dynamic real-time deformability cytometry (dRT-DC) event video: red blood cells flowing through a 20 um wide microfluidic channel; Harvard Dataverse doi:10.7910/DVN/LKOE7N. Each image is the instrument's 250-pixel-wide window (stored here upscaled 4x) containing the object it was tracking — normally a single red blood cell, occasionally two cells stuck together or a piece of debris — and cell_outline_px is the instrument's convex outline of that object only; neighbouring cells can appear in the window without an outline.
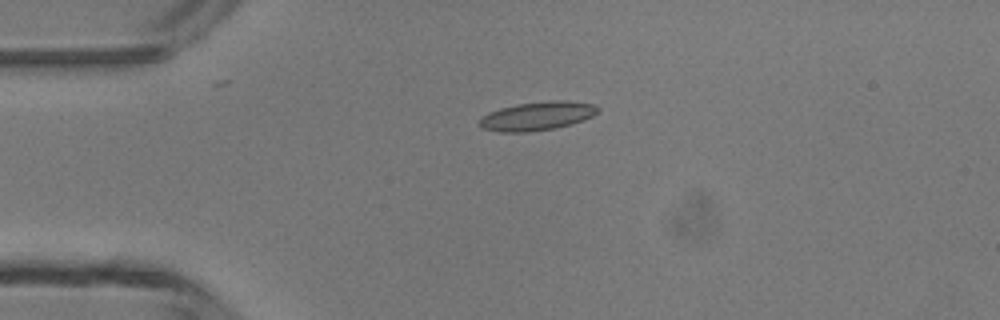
{"species": "common noctule bat (a hibernating species)", "species_latin": "Nyctalus noctula", "temperature_condition": "room temperature", "stored_images_in_passage": 4, "camera_frame_rate_fps": 3000, "um_per_image_px": 0.085, "animal": {"sex": "male", "body_mass_g": 13.3}, "frame": {"image": 1, "passage_image": 3, "time_ms": 2.333, "image_size_px": [1000, 320], "cell_outline_px": [[600, 108], [592, 116], [572, 124], [556, 128], [528, 132], [500, 132], [484, 128], [480, 124], [480, 120], [488, 112], [500, 108], [516, 104], [552, 100], [568, 100], [592, 104]], "centroid_in_image_um": [45.68, 9.85], "position_along_channel_um": 39.3, "area_um2": 19.65}}